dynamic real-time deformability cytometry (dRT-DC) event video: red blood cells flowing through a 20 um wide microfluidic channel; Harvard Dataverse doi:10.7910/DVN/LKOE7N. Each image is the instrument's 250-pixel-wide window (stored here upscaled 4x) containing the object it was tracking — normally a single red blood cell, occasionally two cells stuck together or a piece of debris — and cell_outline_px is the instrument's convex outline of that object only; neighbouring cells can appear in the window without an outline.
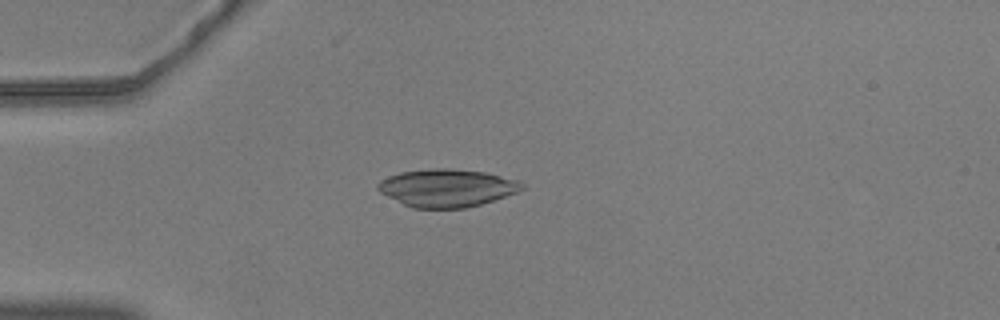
{"species": "common noctule bat (a hibernating species)", "species_latin": "Nyctalus noctula", "temperature_condition": "warm", "stored_images_in_passage": 41, "camera_frame_rate_fps": 3000, "um_per_image_px": 0.085, "animal": {"sex": "male", "body_mass_g": 20.5, "forearm_length_mm": 52.5}, "frame": {"image": 1, "passage_image": 1, "time_ms": 0.0, "image_size_px": [1000, 320], "cell_outline_px": [[524, 188], [516, 192], [480, 204], [464, 208], [412, 208], [380, 192], [376, 188], [376, 184], [380, 180], [388, 176], [400, 172], [432, 168], [448, 168], [484, 172], [520, 180], [524, 184]], "centroid_in_image_um": [37.97, 15.96], "position_along_channel_um": 47.0, "area_um2": 31.56}}
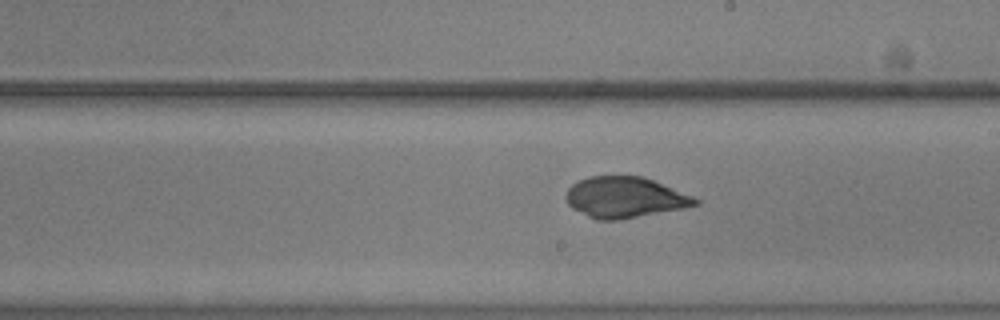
{"frame": {"image": 2, "passage_image": 18, "time_ms": 5.667, "image_size_px": [1000, 320], "cell_outline_px": [[700, 204], [684, 208], [620, 220], [596, 220], [572, 208], [568, 204], [564, 196], [568, 188], [572, 184], [588, 176], [640, 176], [652, 180], [692, 196], [700, 200]], "centroid_in_image_um": [53.08, 16.79], "position_along_channel_um": 235.9, "area_um2": 30.69}}
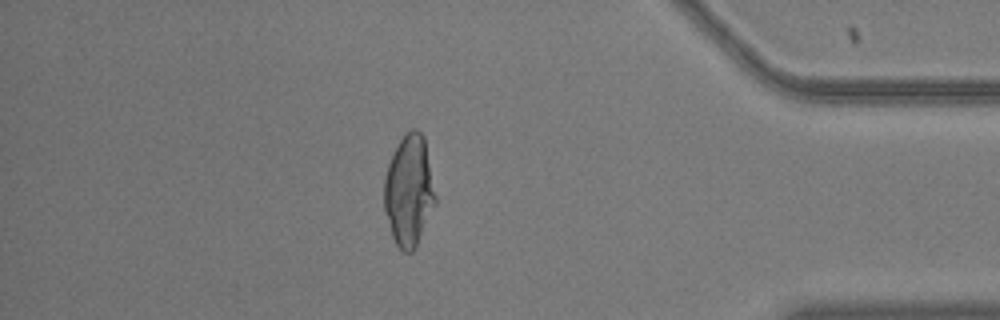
{"frame": {"image": 3, "passage_image": 34, "time_ms": 11.0, "image_size_px": [1000, 320], "cell_outline_px": [[436, 204], [416, 248], [412, 252], [404, 252], [396, 244], [392, 236], [384, 208], [384, 180], [388, 164], [400, 140], [412, 128], [416, 128], [424, 136], [436, 196]], "centroid_in_image_um": [34.78, 16.24], "position_along_channel_um": 400.4, "area_um2": 33.06}}